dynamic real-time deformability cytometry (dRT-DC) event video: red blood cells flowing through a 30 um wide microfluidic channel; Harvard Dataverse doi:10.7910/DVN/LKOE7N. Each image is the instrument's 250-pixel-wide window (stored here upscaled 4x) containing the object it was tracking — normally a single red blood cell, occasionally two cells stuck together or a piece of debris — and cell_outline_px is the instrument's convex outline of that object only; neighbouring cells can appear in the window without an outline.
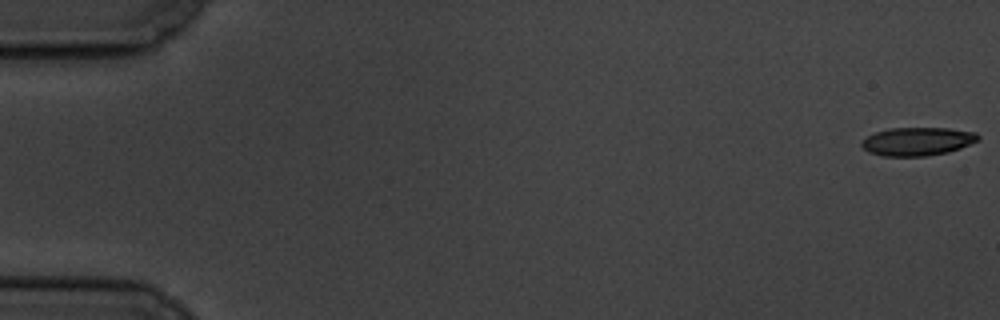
{"species": "common noctule bat (a hibernating species)", "species_latin": "Nyctalus noctula", "temperature_condition": "cold", "stored_images_in_passage": 58, "camera_frame_rate_fps": 3000, "um_per_image_px": 0.085, "animal": {"sex": "male", "body_mass_g": 19.5, "forearm_length_mm": 54.6}, "frame": {"image": 1, "passage_image": 1, "time_ms": 0.0, "image_size_px": [1000, 320], "cell_outline_px": [[980, 140], [960, 148], [948, 152], [928, 156], [884, 156], [868, 152], [860, 144], [860, 140], [876, 132], [888, 128], [948, 128], [976, 132], [980, 136]], "centroid_in_image_um": [77.99, 12.02], "position_along_channel_um": 7.0, "area_um2": 19.36}}
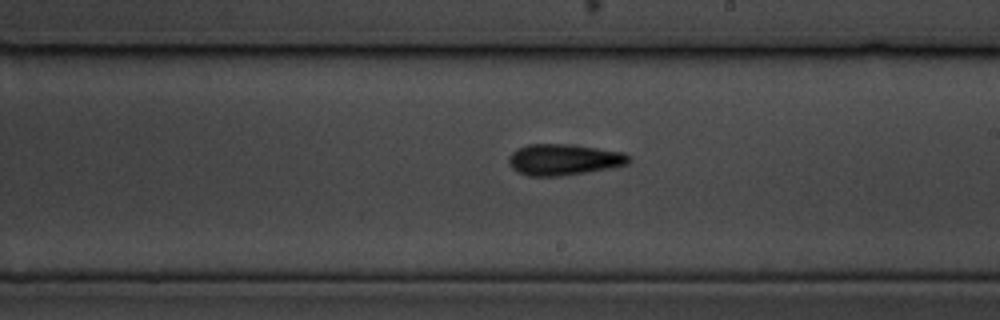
{"frame": {"image": 2, "passage_image": 34, "time_ms": 11.0, "image_size_px": [1000, 320], "cell_outline_px": [[632, 160], [628, 164], [608, 168], [564, 176], [528, 176], [516, 172], [508, 164], [508, 156], [516, 148], [528, 144], [568, 144], [624, 152], [632, 156]], "centroid_in_image_um": [47.9, 13.57], "position_along_channel_um": 241.1, "area_um2": 22.08}}
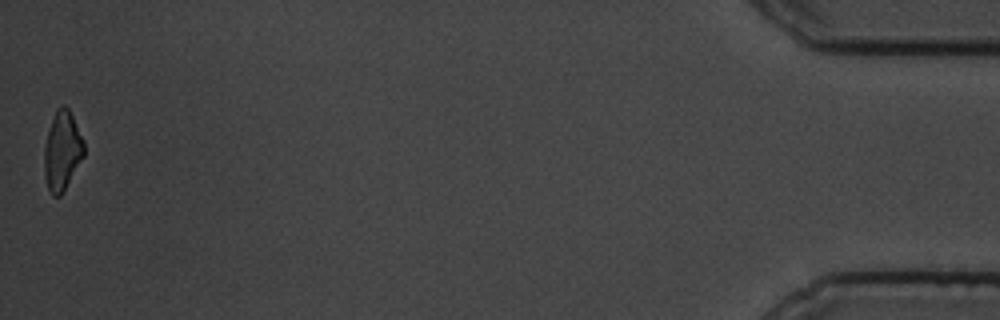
{"frame": {"image": 3, "passage_image": 58, "time_ms": 19.0, "image_size_px": [1000, 320], "cell_outline_px": [[84, 156], [60, 196], [52, 196], [48, 188], [44, 176], [44, 148], [48, 132], [56, 108], [60, 104], [64, 104], [68, 108], [84, 140]], "centroid_in_image_um": [5.28, 12.81], "position_along_channel_um": 429.9, "area_um2": 18.21}, "authors_computed_cell_mechanics": {"area_um2": 20.3456, "velocity_mm_per_s": 3.4977, "shape_relaxation_time_tau1_ms": 4.4727, "shape_relaxation_time_tau2_ms": 5.0571, "deformation_change_tau1": 0.122, "deformation_change_tau2": 0.155}}